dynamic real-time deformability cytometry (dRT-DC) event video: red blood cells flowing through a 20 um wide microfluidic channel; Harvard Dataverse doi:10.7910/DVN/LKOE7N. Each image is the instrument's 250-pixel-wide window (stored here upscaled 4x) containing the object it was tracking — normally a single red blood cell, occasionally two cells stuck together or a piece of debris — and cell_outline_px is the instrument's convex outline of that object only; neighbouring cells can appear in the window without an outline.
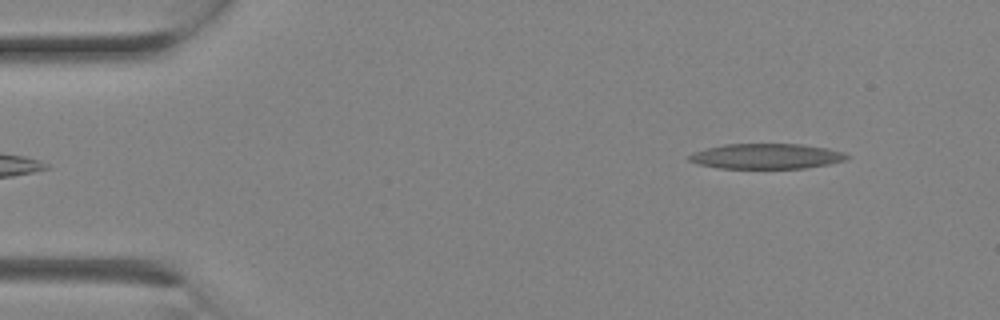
{"species": "Egyptian fruit bat (a non-hibernating species)", "species_latin": "Rousettus aegyptiacus", "temperature_condition": "room temperature", "stored_images_in_passage": 3, "camera_frame_rate_fps": 3000, "um_per_image_px": 0.085, "animal": {"sex": "female"}, "frame": {"image": 1, "passage_image": 3, "time_ms": 0.667, "image_size_px": [1000, 320], "cell_outline_px": [[852, 156], [844, 160], [828, 164], [804, 168], [720, 168], [700, 164], [688, 160], [688, 156], [696, 152], [708, 148], [724, 144], [800, 144], [828, 148], [844, 152]], "centroid_in_image_um": [65.2, 13.27], "position_along_channel_um": 19.8, "area_um2": 23.0}}